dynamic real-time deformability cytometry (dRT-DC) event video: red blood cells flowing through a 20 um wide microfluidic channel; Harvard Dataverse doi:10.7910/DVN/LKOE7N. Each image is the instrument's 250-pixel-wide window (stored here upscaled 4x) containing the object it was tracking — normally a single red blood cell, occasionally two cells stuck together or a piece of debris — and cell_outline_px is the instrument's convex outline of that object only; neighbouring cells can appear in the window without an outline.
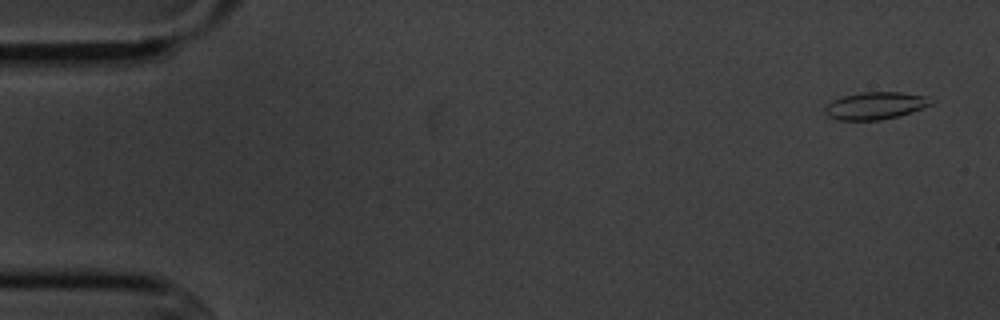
{"species": "common noctule bat (a hibernating species)", "species_latin": "Nyctalus noctula", "temperature_condition": "cold", "stored_images_in_passage": 5, "camera_frame_rate_fps": 3000, "um_per_image_px": 0.085, "animal": {"sex": "male", "body_mass_g": 20.1, "forearm_length_mm": 53.5}, "frame": {"image": 1, "passage_image": 1, "time_ms": 0.0, "image_size_px": [1000, 320], "cell_outline_px": [[936, 100], [932, 104], [912, 112], [880, 120], [836, 120], [828, 116], [824, 112], [824, 108], [832, 100], [844, 96], [860, 92], [900, 92], [924, 96]], "centroid_in_image_um": [74.39, 8.98], "position_along_channel_um": 10.6, "area_um2": 16.88}}